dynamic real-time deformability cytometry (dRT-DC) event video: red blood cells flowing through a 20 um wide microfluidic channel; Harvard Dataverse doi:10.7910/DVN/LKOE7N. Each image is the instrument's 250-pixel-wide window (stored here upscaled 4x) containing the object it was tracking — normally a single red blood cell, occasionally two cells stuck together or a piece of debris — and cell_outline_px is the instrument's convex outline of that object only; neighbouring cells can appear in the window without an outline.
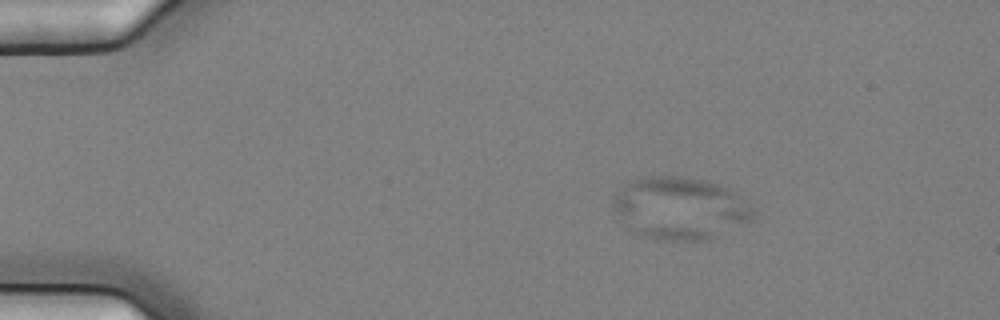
{"species": "common noctule bat (a hibernating species)", "species_latin": "Nyctalus noctula", "temperature_condition": "cold", "stored_images_in_passage": 6, "camera_frame_rate_fps": 3000, "um_per_image_px": 0.085, "animal": {"sex": "female", "body_mass_g": 25.1}, "frame": {"image": 1, "passage_image": 3, "time_ms": 0.667, "image_size_px": [1000, 320], "cell_outline_px": [[756, 212], [752, 220], [712, 240], [660, 240], [640, 236], [628, 228], [620, 220], [612, 208], [612, 196], [616, 188], [628, 180], [640, 176], [680, 176], [708, 180], [720, 184], [736, 192]], "centroid_in_image_um": [57.75, 17.68], "position_along_channel_um": 27.2, "area_um2": 52.19}}
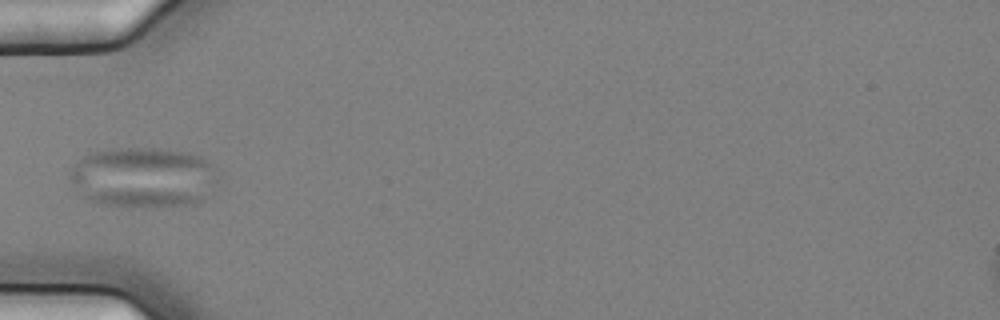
{"frame": {"image": 2, "passage_image": 6, "time_ms": 1.667, "image_size_px": [1000, 320], "cell_outline_px": [[216, 180], [204, 200], [200, 204], [132, 208], [100, 204], [88, 200], [72, 184], [68, 176], [68, 172], [88, 152], [112, 148], [160, 148], [188, 152], [200, 156], [212, 168]], "centroid_in_image_um": [12.13, 15.09], "position_along_channel_um": 72.9, "area_um2": 52.54}}